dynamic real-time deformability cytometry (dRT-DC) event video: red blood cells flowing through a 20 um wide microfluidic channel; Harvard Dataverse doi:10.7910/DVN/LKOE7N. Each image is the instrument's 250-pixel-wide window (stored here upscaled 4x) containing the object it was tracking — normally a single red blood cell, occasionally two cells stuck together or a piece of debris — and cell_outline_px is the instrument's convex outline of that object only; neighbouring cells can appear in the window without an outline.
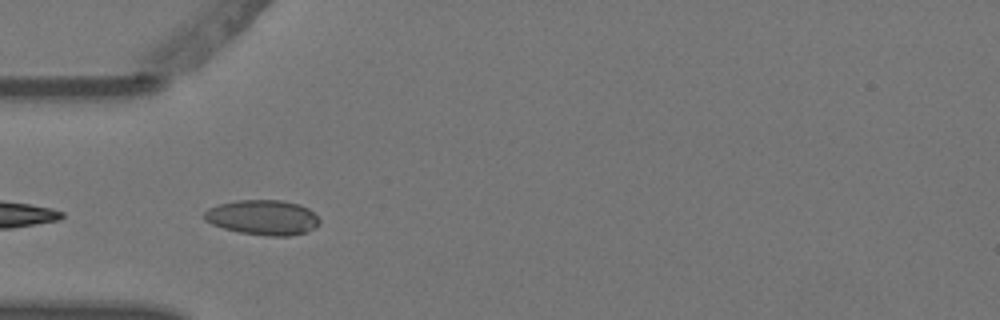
{"species": "Egyptian fruit bat (a non-hibernating species)", "species_latin": "Rousettus aegyptiacus", "temperature_condition": "warm", "stored_images_in_passage": 5, "camera_frame_rate_fps": 3000, "um_per_image_px": 0.085, "animal": {"sex": "female"}, "frame": {"image": 1, "passage_image": 4, "time_ms": 1.0, "image_size_px": [1000, 320], "cell_outline_px": [[320, 220], [316, 228], [304, 232], [288, 236], [268, 236], [240, 232], [224, 228], [212, 224], [204, 220], [204, 212], [208, 208], [220, 204], [236, 200], [284, 200], [300, 204], [308, 208]], "centroid_in_image_um": [22.34, 18.47], "position_along_channel_um": 62.7, "area_um2": 23.47}}
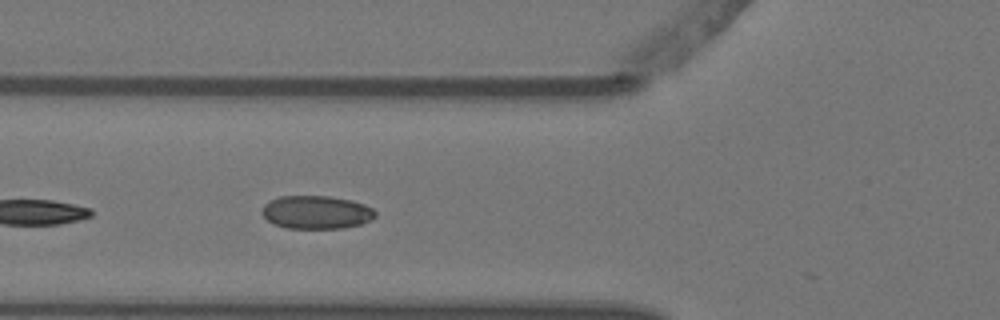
{"frame": {"image": 2, "passage_image": 5, "time_ms": 1.333, "image_size_px": [1000, 320], "cell_outline_px": [[376, 216], [372, 220], [360, 224], [344, 228], [288, 228], [272, 224], [260, 212], [264, 204], [268, 200], [280, 196], [328, 196], [352, 200], [364, 204], [372, 208], [376, 212]], "centroid_in_image_um": [26.88, 18.04], "position_along_channel_um": 98.9, "area_um2": 22.14}}